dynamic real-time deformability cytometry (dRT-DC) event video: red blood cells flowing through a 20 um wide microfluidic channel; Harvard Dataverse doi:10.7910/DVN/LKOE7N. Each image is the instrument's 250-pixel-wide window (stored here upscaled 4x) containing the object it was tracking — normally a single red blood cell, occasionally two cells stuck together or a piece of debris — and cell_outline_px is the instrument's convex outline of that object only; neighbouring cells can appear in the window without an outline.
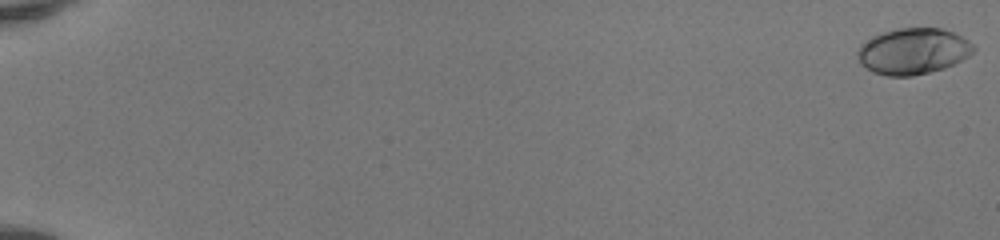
{"species": "human", "species_latin": "Homo sapiens", "temperature_condition": "room temperature", "stored_images_in_passage": 52, "camera_frame_rate_fps": 3000, "um_per_image_px": 0.085, "donor": {"sex": "female"}, "frame": {"image": 1, "passage_image": 1, "time_ms": 0.0, "image_size_px": [1000, 240], "cell_outline_px": [[976, 48], [968, 56], [944, 68], [912, 76], [888, 76], [872, 72], [860, 64], [856, 56], [856, 52], [860, 44], [872, 36], [896, 28], [940, 28], [952, 32], [968, 40]], "centroid_in_image_um": [77.55, 4.35], "position_along_channel_um": 7.4, "area_um2": 31.15}}
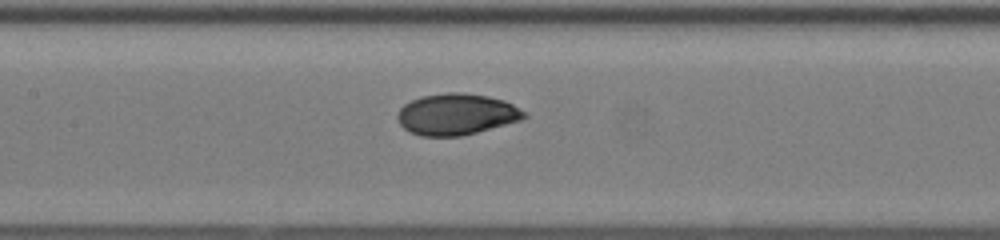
{"frame": {"image": 2, "passage_image": 28, "time_ms": 9.0, "image_size_px": [1000, 240], "cell_outline_px": [[528, 116], [520, 120], [476, 132], [460, 136], [420, 136], [408, 132], [400, 124], [396, 116], [400, 108], [404, 104], [420, 96], [448, 92], [464, 92], [488, 96], [504, 100], [512, 104], [524, 112]], "centroid_in_image_um": [38.76, 9.7], "position_along_channel_um": 168.6, "area_um2": 30.46}}
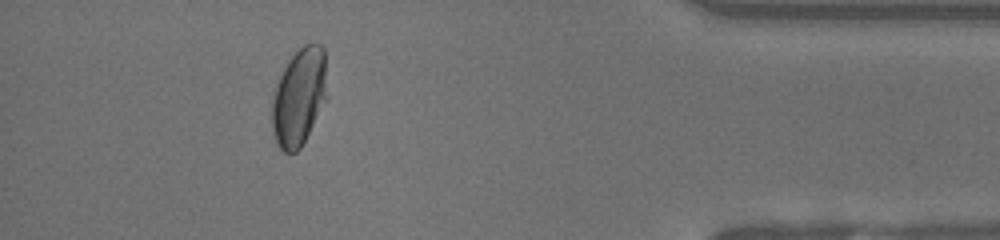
{"frame": {"image": 3, "passage_image": 48, "time_ms": 15.667, "image_size_px": [1000, 240], "cell_outline_px": [[328, 96], [300, 148], [296, 152], [284, 152], [276, 144], [272, 132], [272, 100], [276, 84], [288, 60], [304, 44], [320, 44], [324, 48]], "centroid_in_image_um": [25.42, 8.24], "position_along_channel_um": 409.8, "area_um2": 31.33}, "authors_computed_cell_mechanics": {"area_um2": 30.2294, "velocity_mm_per_s": 4.1665, "shape_relaxation_time_tau1_ms": 4.2967, "shape_relaxation_time_tau2_ms": null, "deformation_change_tau1": 0.1869, "deformation_change_tau2": null}}